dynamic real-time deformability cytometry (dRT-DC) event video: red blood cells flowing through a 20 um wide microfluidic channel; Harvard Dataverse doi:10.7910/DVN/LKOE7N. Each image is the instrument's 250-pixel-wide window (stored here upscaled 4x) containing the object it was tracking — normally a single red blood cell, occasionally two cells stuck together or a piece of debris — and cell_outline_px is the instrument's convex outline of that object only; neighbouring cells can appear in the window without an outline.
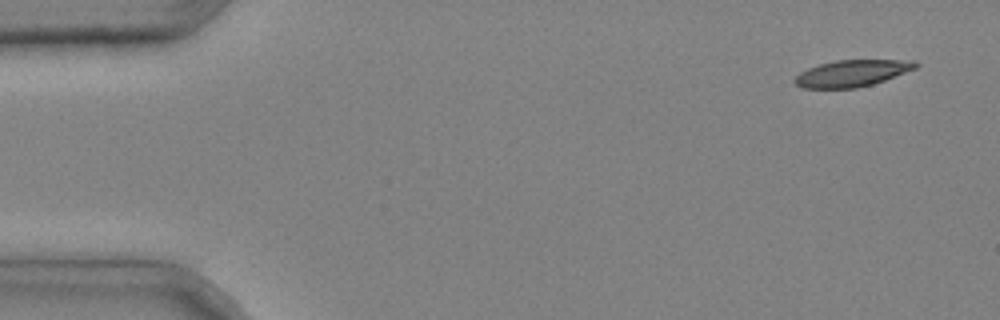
{"species": "common noctule bat (a hibernating species)", "species_latin": "Nyctalus noctula", "temperature_condition": "cold", "stored_images_in_passage": 4, "segment_of_instrument_passage": [1, 2], "camera_frame_rate_fps": 3000, "um_per_image_px": 0.085, "animal": {"sex": "male", "body_mass_g": 20.4}, "frame": {"image": 1, "passage_image": 1, "time_ms": 0.0, "image_size_px": [1000, 320], "cell_outline_px": [[920, 64], [916, 68], [884, 80], [872, 84], [856, 88], [804, 88], [796, 84], [792, 80], [800, 72], [808, 68], [820, 64], [836, 60], [916, 60]], "centroid_in_image_um": [72.42, 6.22], "position_along_channel_um": 12.6, "area_um2": 18.67}}
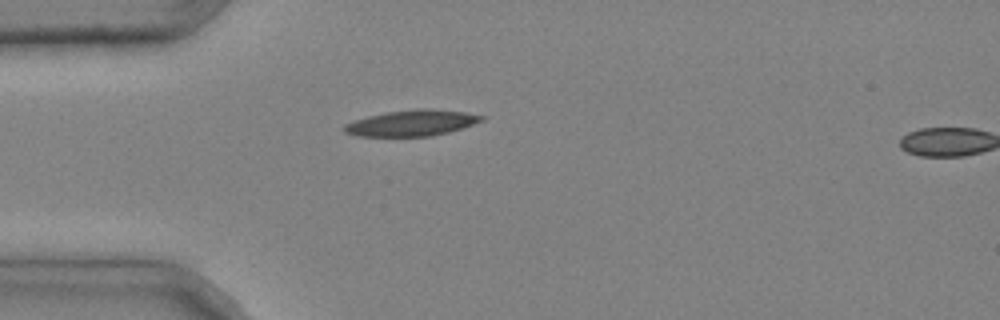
{"frame": {"image": 2, "passage_image": 3, "time_ms": 0.667, "image_size_px": [1000, 320], "cell_outline_px": [[484, 120], [448, 132], [432, 136], [356, 136], [344, 132], [344, 124], [352, 120], [368, 116], [388, 112], [416, 108], [424, 108], [464, 112], [484, 116]], "centroid_in_image_um": [34.95, 10.45], "position_along_channel_um": 50.1, "area_um2": 20.63}}